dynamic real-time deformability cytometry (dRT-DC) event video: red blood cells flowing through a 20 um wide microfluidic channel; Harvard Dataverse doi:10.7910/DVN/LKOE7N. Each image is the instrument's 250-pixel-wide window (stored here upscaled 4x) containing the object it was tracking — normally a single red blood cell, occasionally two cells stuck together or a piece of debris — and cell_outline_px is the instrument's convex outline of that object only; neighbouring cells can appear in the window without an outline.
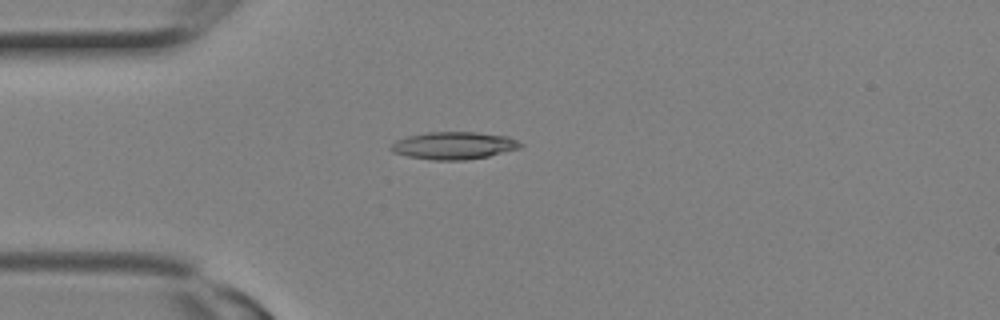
{"species": "Egyptian fruit bat (a non-hibernating species)", "species_latin": "Rousettus aegyptiacus", "temperature_condition": "room temperature", "stored_images_in_passage": 5, "camera_frame_rate_fps": 3000, "um_per_image_px": 0.085, "animal": {"sex": "female"}, "frame": {"image": 1, "passage_image": 1, "time_ms": 0.0, "image_size_px": [1000, 320], "cell_outline_px": [[524, 144], [520, 148], [488, 156], [464, 160], [432, 160], [408, 156], [392, 152], [388, 148], [396, 140], [408, 136], [428, 132], [476, 132], [508, 136]], "centroid_in_image_um": [38.57, 12.37], "position_along_channel_um": 46.4, "area_um2": 20.69}}
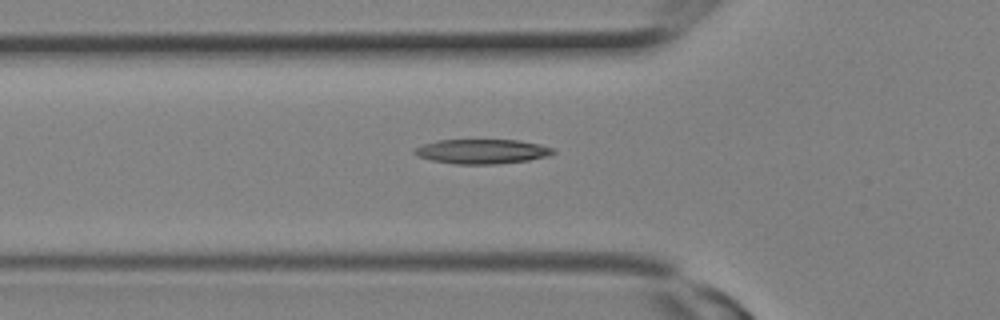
{"frame": {"image": 2, "passage_image": 3, "time_ms": 0.667, "image_size_px": [1000, 320], "cell_outline_px": [[556, 152], [548, 156], [528, 160], [496, 164], [456, 164], [432, 160], [416, 156], [412, 152], [416, 148], [424, 144], [440, 140], [520, 140], [540, 144], [552, 148]], "centroid_in_image_um": [40.98, 12.87], "position_along_channel_um": 84.8, "area_um2": 19.77}}
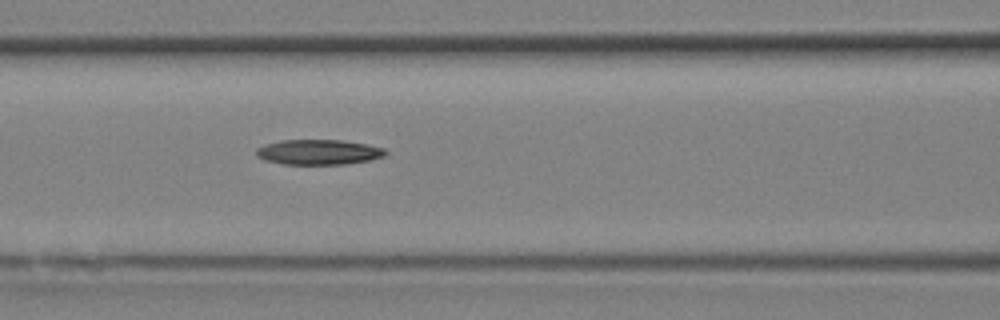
{"frame": {"image": 3, "passage_image": 5, "time_ms": 1.333, "image_size_px": [1000, 320], "cell_outline_px": [[388, 152], [384, 156], [368, 160], [344, 164], [284, 164], [264, 160], [256, 156], [256, 148], [264, 144], [280, 140], [340, 140], [368, 144], [384, 148]], "centroid_in_image_um": [27.05, 12.92], "position_along_channel_um": 139.5, "area_um2": 18.96}}